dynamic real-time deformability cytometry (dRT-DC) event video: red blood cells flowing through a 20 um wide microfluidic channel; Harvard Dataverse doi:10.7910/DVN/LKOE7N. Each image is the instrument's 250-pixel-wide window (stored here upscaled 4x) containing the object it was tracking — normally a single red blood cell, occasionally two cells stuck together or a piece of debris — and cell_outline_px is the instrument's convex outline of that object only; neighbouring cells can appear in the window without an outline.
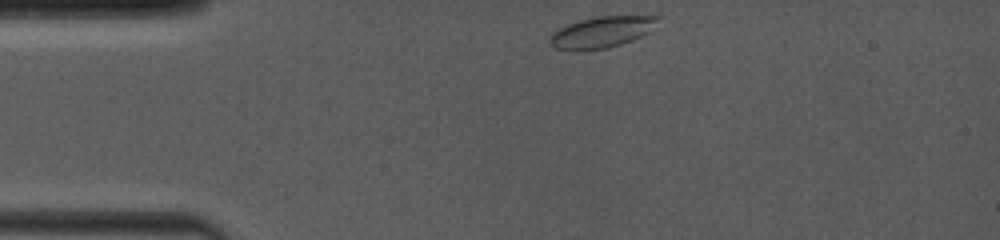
{"species": "common noctule bat (a hibernating species)", "species_latin": "Nyctalus noctula", "temperature_condition": "room temperature", "stored_images_in_passage": 19, "camera_frame_rate_fps": 4000, "um_per_image_px": 0.085, "animal": {"sex": "female", "body_mass_g": 19.0, "forearm_length_mm": 53.3}, "frame": {"image": 1, "passage_image": 1, "time_ms": 0.0, "image_size_px": [1000, 240], "cell_outline_px": [[664, 16], [648, 32], [632, 40], [608, 48], [556, 48], [548, 44], [548, 36], [552, 32], [568, 24], [580, 20], [596, 16]], "centroid_in_image_um": [51.16, 2.69], "position_along_channel_um": 33.8, "area_um2": 19.19}}
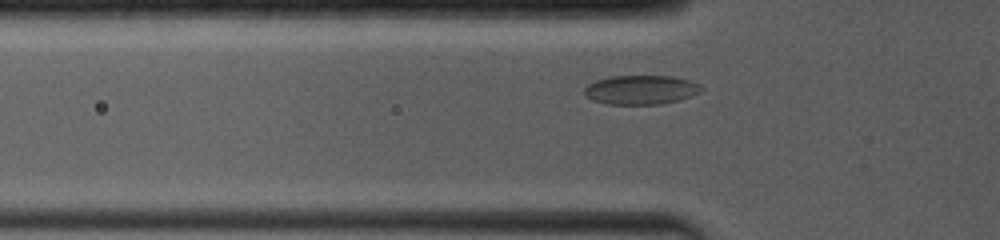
{"frame": {"image": 2, "passage_image": 13, "time_ms": 2.0, "image_size_px": [1000, 240], "cell_outline_px": [[704, 88], [700, 92], [676, 100], [660, 104], [608, 104], [592, 100], [584, 92], [584, 88], [588, 84], [596, 80], [608, 76], [672, 76], [688, 80], [700, 84]], "centroid_in_image_um": [54.46, 7.62], "position_along_channel_um": 71.3, "area_um2": 19.71}}
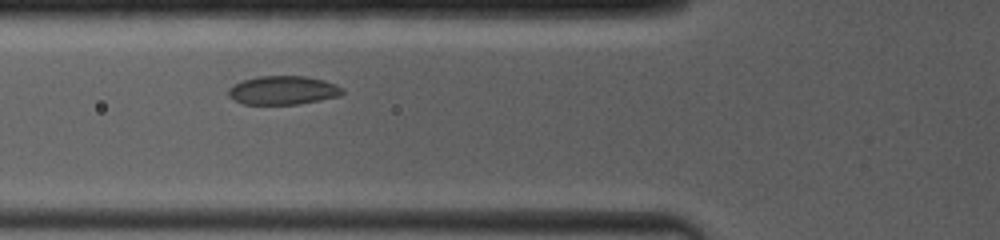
{"frame": {"image": 3, "passage_image": 18, "time_ms": 2.75, "image_size_px": [1000, 240], "cell_outline_px": [[344, 92], [340, 96], [300, 104], [244, 104], [228, 96], [228, 88], [244, 80], [260, 76], [304, 76], [324, 80], [336, 84], [344, 88]], "centroid_in_image_um": [24.1, 7.67], "position_along_channel_um": 101.7, "area_um2": 19.02}}